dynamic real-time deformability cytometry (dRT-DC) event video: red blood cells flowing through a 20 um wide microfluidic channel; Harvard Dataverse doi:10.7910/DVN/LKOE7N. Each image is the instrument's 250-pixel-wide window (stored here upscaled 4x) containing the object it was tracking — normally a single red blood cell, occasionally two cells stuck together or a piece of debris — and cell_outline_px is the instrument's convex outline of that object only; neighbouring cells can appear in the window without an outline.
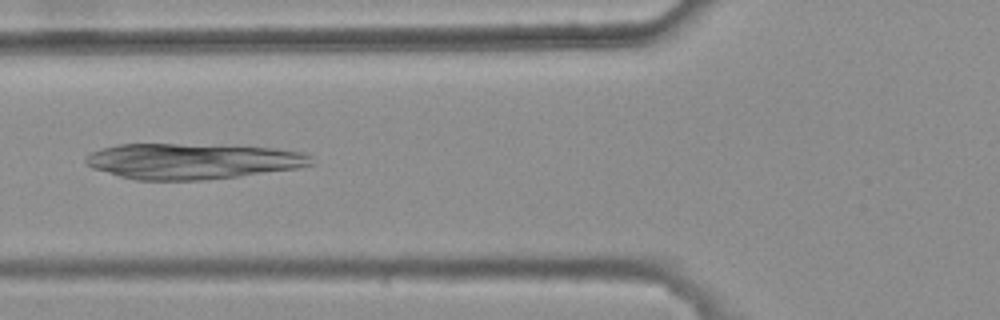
{"species": "common noctule bat (a hibernating species)", "species_latin": "Nyctalus noctula", "temperature_condition": "warm", "stored_images_in_passage": 7, "camera_frame_rate_fps": 3000, "um_per_image_px": 0.085, "animal": {"sex": "female", "body_mass_g": 25.1}, "frame": {"image": 1, "passage_image": 6, "time_ms": 1.667, "image_size_px": [1000, 320], "cell_outline_px": [[316, 164], [300, 168], [204, 180], [136, 180], [120, 176], [92, 168], [84, 160], [92, 152], [100, 148], [116, 144], [176, 144], [272, 148], [300, 152], [308, 156]], "centroid_in_image_um": [16.32, 13.7], "position_along_channel_um": 109.5, "area_um2": 46.41}}
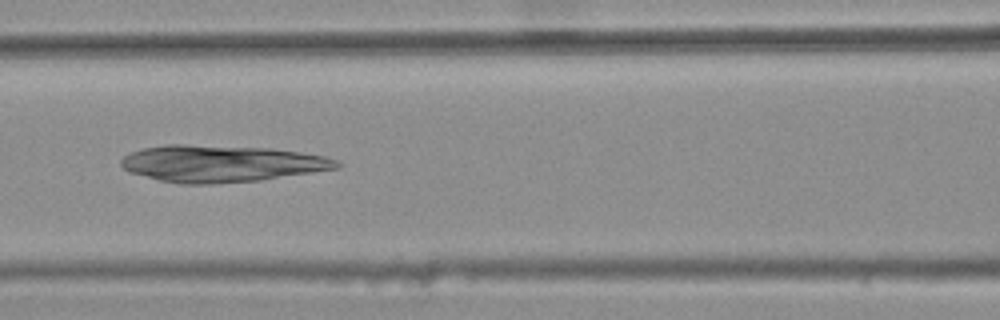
{"frame": {"image": 2, "passage_image": 7, "time_ms": 2.0, "image_size_px": [1000, 320], "cell_outline_px": [[344, 164], [340, 168], [260, 180], [212, 184], [184, 184], [160, 180], [128, 172], [120, 164], [120, 160], [124, 156], [140, 148], [164, 144], [184, 144], [272, 148], [300, 152], [324, 156], [336, 160]], "centroid_in_image_um": [18.8, 13.89], "position_along_channel_um": 147.8, "area_um2": 46.47}}